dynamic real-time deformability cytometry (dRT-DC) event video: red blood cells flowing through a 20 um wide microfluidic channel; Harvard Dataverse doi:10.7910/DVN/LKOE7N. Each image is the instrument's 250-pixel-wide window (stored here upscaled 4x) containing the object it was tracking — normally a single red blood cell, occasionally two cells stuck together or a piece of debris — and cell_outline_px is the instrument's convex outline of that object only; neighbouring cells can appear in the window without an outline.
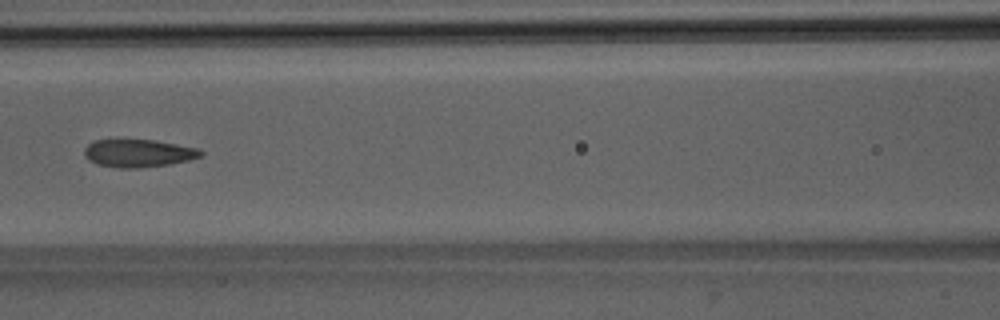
{"species": "Egyptian fruit bat (a non-hibernating species)", "species_latin": "Rousettus aegyptiacus", "temperature_condition": "room temperature", "stored_images_in_passage": 7, "camera_frame_rate_fps": 3000, "um_per_image_px": 0.085, "animal": {"sex": "male"}, "frame": {"image": 1, "passage_image": 7, "time_ms": 7.0, "image_size_px": [1000, 320], "cell_outline_px": [[204, 156], [188, 160], [168, 164], [140, 168], [120, 168], [96, 164], [88, 160], [84, 156], [84, 148], [88, 144], [96, 140], [152, 140], [200, 148], [204, 152]], "centroid_in_image_um": [11.77, 13.03], "position_along_channel_um": 154.8, "area_um2": 18.9}}